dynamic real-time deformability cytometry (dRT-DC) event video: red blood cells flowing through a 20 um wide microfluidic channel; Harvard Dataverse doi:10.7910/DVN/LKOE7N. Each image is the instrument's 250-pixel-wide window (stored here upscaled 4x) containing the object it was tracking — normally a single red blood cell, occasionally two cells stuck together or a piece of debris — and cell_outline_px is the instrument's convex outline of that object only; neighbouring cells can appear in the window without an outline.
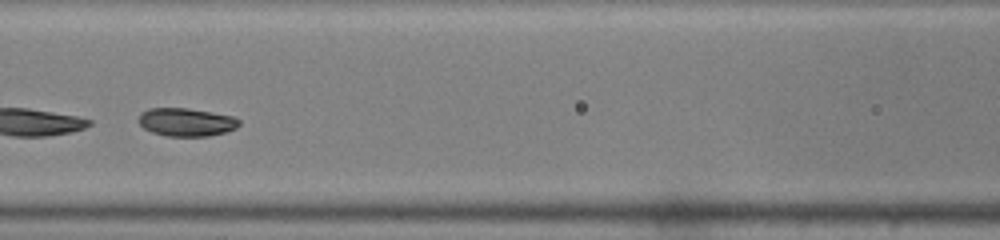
{"species": "common noctule bat (a hibernating species)", "species_latin": "Nyctalus noctula", "temperature_condition": "warm", "stored_images_in_passage": 29, "camera_frame_rate_fps": 3000, "um_per_image_px": 0.085, "animal": {"sex": "male", "body_mass_g": 19.0, "forearm_length_mm": 50.8}, "frame": {"image": 1, "passage_image": 9, "time_ms": 2.667, "image_size_px": [1000, 240], "cell_outline_px": [[240, 124], [236, 128], [224, 132], [208, 136], [168, 136], [152, 132], [144, 128], [140, 124], [140, 112], [148, 108], [188, 108], [232, 116], [240, 120]], "centroid_in_image_um": [15.83, 10.37], "position_along_channel_um": 150.8, "area_um2": 16.36}}
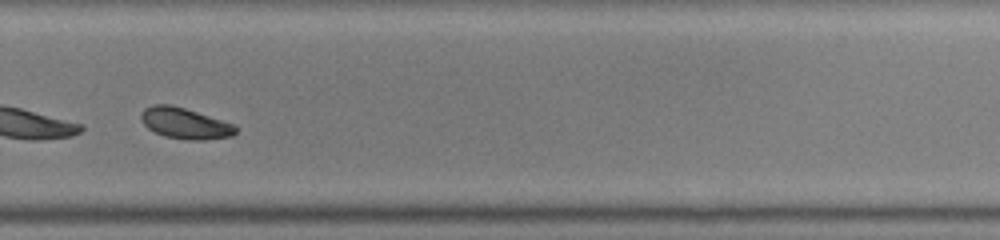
{"frame": {"image": 2, "passage_image": 21, "time_ms": 6.667, "image_size_px": [1000, 240], "cell_outline_px": [[236, 132], [232, 136], [204, 140], [188, 140], [164, 136], [148, 128], [140, 120], [140, 116], [144, 108], [152, 104], [168, 104], [184, 108], [236, 124]], "centroid_in_image_um": [15.72, 10.48], "position_along_channel_um": 314.1, "area_um2": 17.11}, "authors_computed_cell_mechanics": {"area_um2": 16.9932, "velocity_mm_per_s": 4.0919, "shape_relaxation_time_tau1_ms": null, "shape_relaxation_time_tau2_ms": 2.8329, "deformation_change_tau1": null, "deformation_change_tau2": 0.0582}}